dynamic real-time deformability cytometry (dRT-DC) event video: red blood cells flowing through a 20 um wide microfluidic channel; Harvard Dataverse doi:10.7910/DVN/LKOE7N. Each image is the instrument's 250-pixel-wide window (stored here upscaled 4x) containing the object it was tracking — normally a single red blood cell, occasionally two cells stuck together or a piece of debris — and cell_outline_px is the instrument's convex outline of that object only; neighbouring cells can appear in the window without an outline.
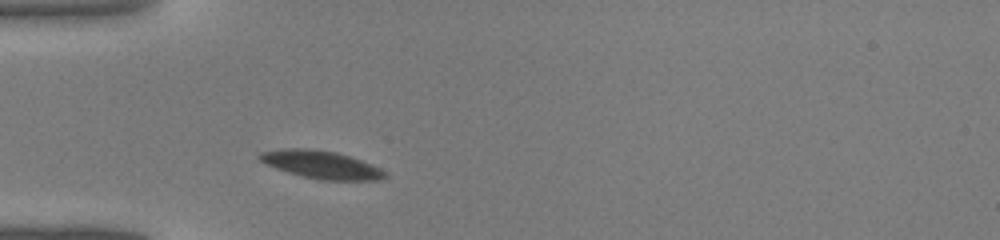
{"species": "common noctule bat (a hibernating species)", "species_latin": "Nyctalus noctula", "temperature_condition": "warm", "stored_images_in_passage": 30, "camera_frame_rate_fps": 3000, "um_per_image_px": 0.085, "animal": {"sex": "male", "body_mass_g": 19.0, "forearm_length_mm": 50.8}, "frame": {"image": 1, "passage_image": 4, "time_ms": 1.0, "image_size_px": [1000, 240], "cell_outline_px": [[388, 176], [376, 180], [324, 180], [304, 176], [288, 172], [276, 168], [260, 160], [256, 156], [260, 152], [284, 148], [308, 148], [336, 152], [360, 160], [380, 168]], "centroid_in_image_um": [27.28, 13.98], "position_along_channel_um": 57.7, "area_um2": 20.0}}
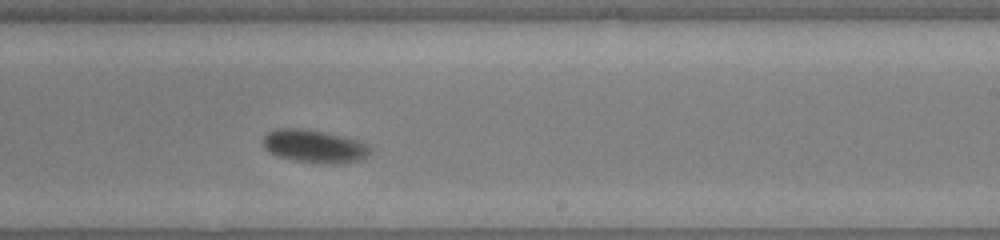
{"frame": {"image": 2, "passage_image": 18, "time_ms": 5.667, "image_size_px": [1000, 240], "cell_outline_px": [[368, 152], [360, 160], [296, 160], [280, 156], [272, 152], [264, 144], [264, 136], [268, 132], [276, 128], [300, 128], [344, 136], [356, 140], [364, 144], [368, 148]], "centroid_in_image_um": [26.63, 12.35], "position_along_channel_um": 262.4, "area_um2": 18.79}}
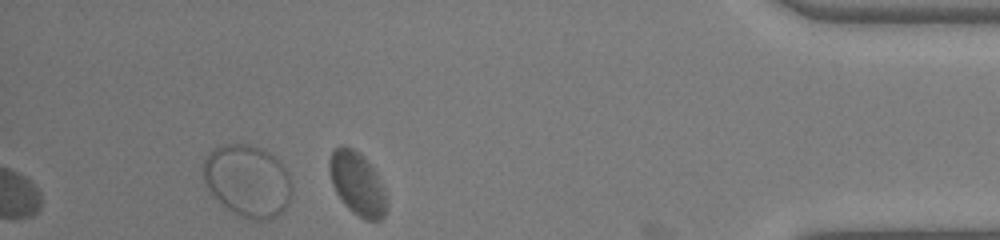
{"frame": {"image": 3, "passage_image": 30, "time_ms": 9.667, "image_size_px": [1000, 240], "cell_outline_px": [[388, 204], [384, 216], [380, 220], [364, 220], [352, 212], [344, 204], [336, 192], [332, 184], [328, 168], [328, 164], [332, 152], [336, 148], [344, 144], [352, 148], [376, 172], [384, 192]], "centroid_in_image_um": [30.35, 15.65], "position_along_channel_um": 404.8, "area_um2": 20.75}}